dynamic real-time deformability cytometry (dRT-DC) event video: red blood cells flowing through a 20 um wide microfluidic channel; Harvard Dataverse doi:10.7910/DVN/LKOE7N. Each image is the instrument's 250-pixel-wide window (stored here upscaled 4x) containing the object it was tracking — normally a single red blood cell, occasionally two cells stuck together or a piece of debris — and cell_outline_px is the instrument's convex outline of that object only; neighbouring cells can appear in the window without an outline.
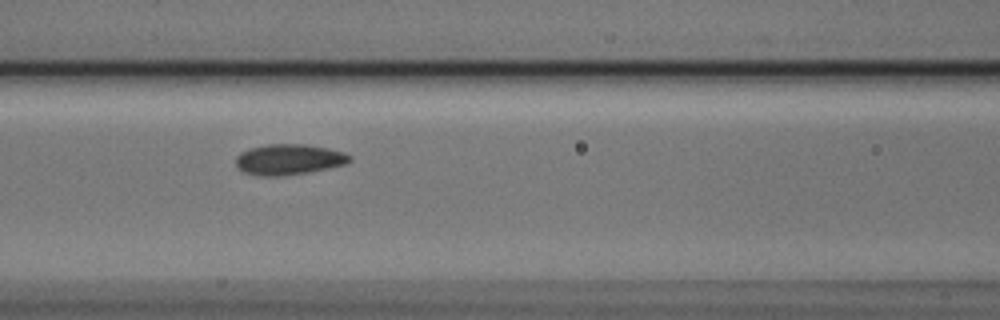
{"species": "Egyptian fruit bat (a non-hibernating species)", "species_latin": "Rousettus aegyptiacus", "temperature_condition": "cold", "stored_images_in_passage": 11, "camera_frame_rate_fps": 3000, "um_per_image_px": 0.085, "animal": {"sex": "male"}, "frame": {"image": 1, "passage_image": 7, "time_ms": 2.0, "image_size_px": [1000, 320], "cell_outline_px": [[352, 160], [344, 164], [328, 168], [308, 172], [280, 176], [260, 176], [244, 172], [236, 164], [236, 156], [240, 152], [248, 148], [268, 144], [304, 144], [328, 148], [344, 152], [352, 156]], "centroid_in_image_um": [24.55, 13.54], "position_along_channel_um": 142.1, "area_um2": 20.35}}
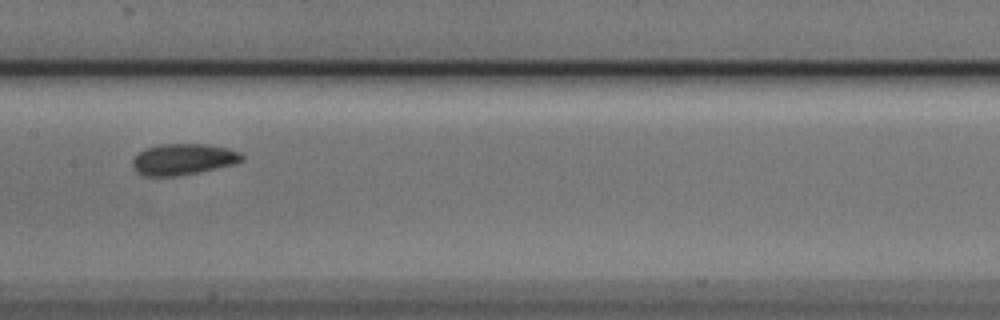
{"frame": {"image": 2, "passage_image": 8, "time_ms": 2.333, "image_size_px": [1000, 320], "cell_outline_px": [[244, 160], [232, 164], [196, 172], [176, 176], [144, 176], [136, 172], [132, 168], [132, 160], [144, 148], [160, 144], [208, 144], [228, 148], [240, 152], [244, 156]], "centroid_in_image_um": [15.54, 13.53], "position_along_channel_um": 191.9, "area_um2": 19.83}}
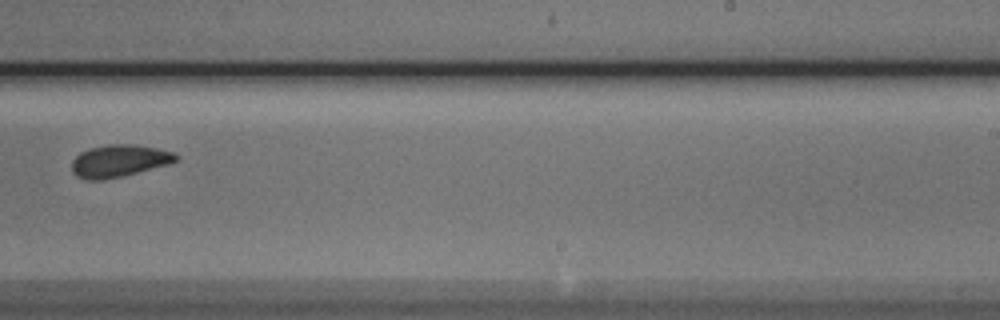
{"frame": {"image": 3, "passage_image": 10, "time_ms": 3.0, "image_size_px": [1000, 320], "cell_outline_px": [[180, 156], [176, 160], [168, 164], [104, 180], [84, 180], [76, 176], [72, 172], [72, 160], [80, 152], [88, 148], [108, 144], [132, 144], [156, 148], [172, 152]], "centroid_in_image_um": [10.06, 13.67], "position_along_channel_um": 278.9, "area_um2": 19.48}}